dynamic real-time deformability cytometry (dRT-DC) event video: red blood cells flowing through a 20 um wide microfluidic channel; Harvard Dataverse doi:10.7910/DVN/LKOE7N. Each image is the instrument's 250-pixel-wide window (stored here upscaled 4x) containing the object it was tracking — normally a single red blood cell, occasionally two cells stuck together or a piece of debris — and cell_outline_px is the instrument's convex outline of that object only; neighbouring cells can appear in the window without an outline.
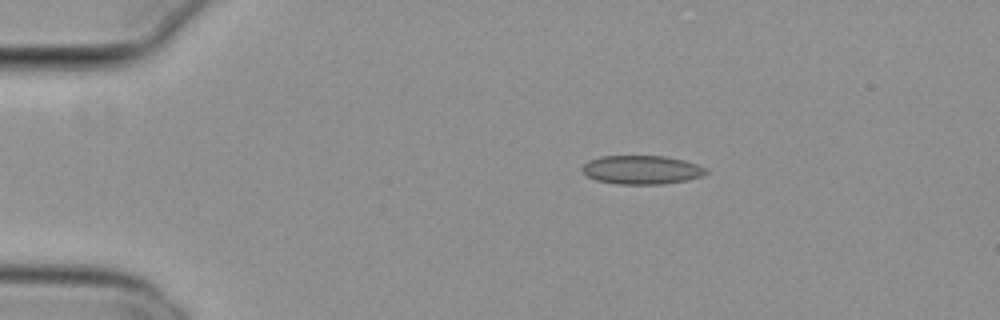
{"species": "common noctule bat (a hibernating species)", "species_latin": "Nyctalus noctula", "temperature_condition": "cold", "stored_images_in_passage": 45, "camera_frame_rate_fps": 3000, "um_per_image_px": 0.085, "animal": {"sex": "female", "body_mass_g": 29.2, "forearm_length_mm": 56.3}, "frame": {"image": 1, "passage_image": 1, "time_ms": 0.0, "image_size_px": [1000, 320], "cell_outline_px": [[708, 172], [700, 176], [688, 180], [660, 184], [616, 184], [596, 180], [588, 176], [580, 168], [588, 160], [600, 156], [664, 156], [684, 160], [708, 168]], "centroid_in_image_um": [54.53, 14.43], "position_along_channel_um": 30.5, "area_um2": 20.75}}
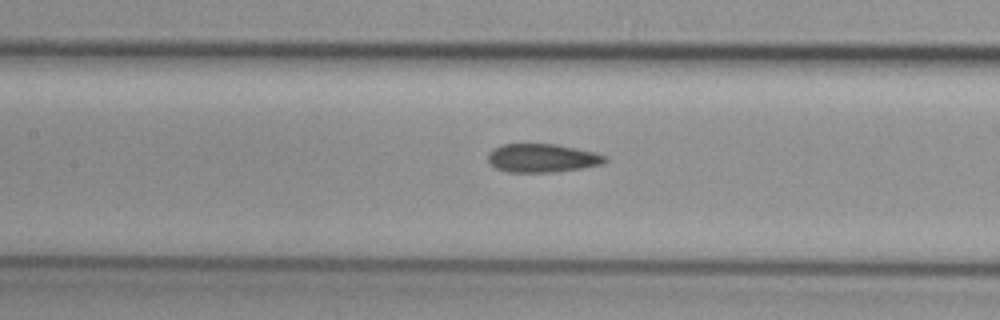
{"frame": {"image": 2, "passage_image": 16, "time_ms": 5.0, "image_size_px": [1000, 320], "cell_outline_px": [[608, 160], [604, 164], [556, 172], [508, 172], [496, 168], [488, 160], [488, 152], [504, 144], [556, 144], [596, 152], [608, 156]], "centroid_in_image_um": [46.14, 13.43], "position_along_channel_um": 161.3, "area_um2": 19.48}}
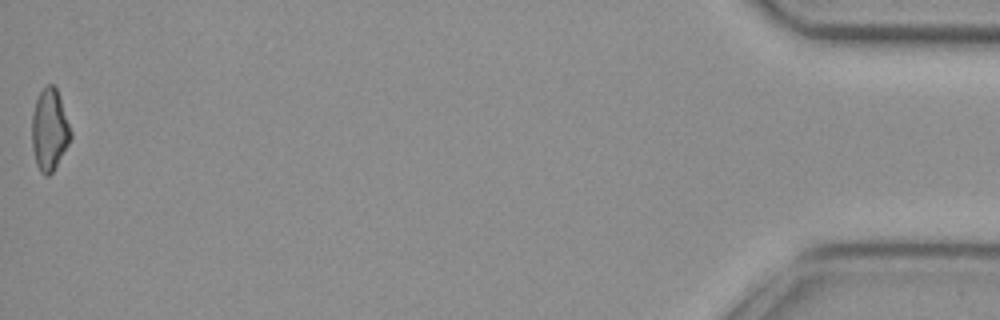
{"frame": {"image": 3, "passage_image": 45, "time_ms": 14.667, "image_size_px": [1000, 320], "cell_outline_px": [[72, 136], [68, 144], [52, 172], [48, 176], [44, 176], [40, 172], [36, 164], [32, 148], [32, 112], [36, 100], [40, 92], [48, 84], [52, 84], [56, 88], [60, 96], [72, 132]], "centroid_in_image_um": [4.2, 11.03], "position_along_channel_um": 431.0, "area_um2": 18.44}, "authors_computed_cell_mechanics": {"area_um2": 19.5364, "velocity_mm_per_s": 3.8143, "shape_relaxation_time_tau1_ms": 9.7723, "shape_relaxation_time_tau2_ms": 3.1753, "deformation_change_tau1": 0.1575, "deformation_change_tau2": 0.0947}}